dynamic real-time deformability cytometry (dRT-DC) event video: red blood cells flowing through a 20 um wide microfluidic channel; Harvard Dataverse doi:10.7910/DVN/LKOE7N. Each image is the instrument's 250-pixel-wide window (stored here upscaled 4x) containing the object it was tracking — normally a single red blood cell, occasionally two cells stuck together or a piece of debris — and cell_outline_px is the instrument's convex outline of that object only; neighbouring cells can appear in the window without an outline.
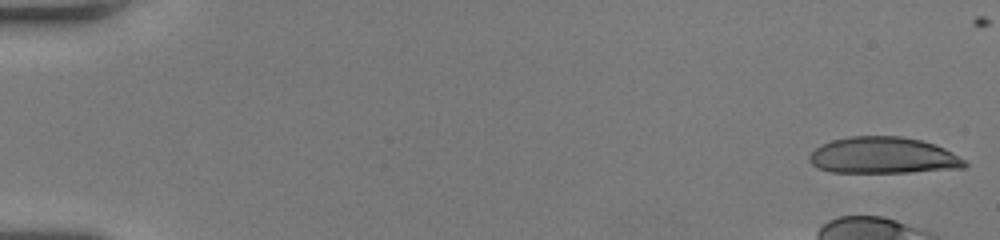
{"species": "human", "species_latin": "Homo sapiens", "temperature_condition": "room temperature", "stored_images_in_passage": 14, "camera_frame_rate_fps": 3000, "um_per_image_px": 0.085, "donor": {"sex": "female"}, "frame": {"image": 1, "passage_image": 1, "time_ms": 0.0, "image_size_px": [1000, 240], "cell_outline_px": [[968, 168], [908, 172], [832, 172], [820, 168], [812, 164], [808, 160], [808, 156], [820, 144], [832, 140], [848, 136], [900, 136], [920, 140], [944, 148], [952, 152], [964, 160], [968, 164]], "centroid_in_image_um": [75.07, 13.21], "position_along_channel_um": 9.9, "area_um2": 33.0}}